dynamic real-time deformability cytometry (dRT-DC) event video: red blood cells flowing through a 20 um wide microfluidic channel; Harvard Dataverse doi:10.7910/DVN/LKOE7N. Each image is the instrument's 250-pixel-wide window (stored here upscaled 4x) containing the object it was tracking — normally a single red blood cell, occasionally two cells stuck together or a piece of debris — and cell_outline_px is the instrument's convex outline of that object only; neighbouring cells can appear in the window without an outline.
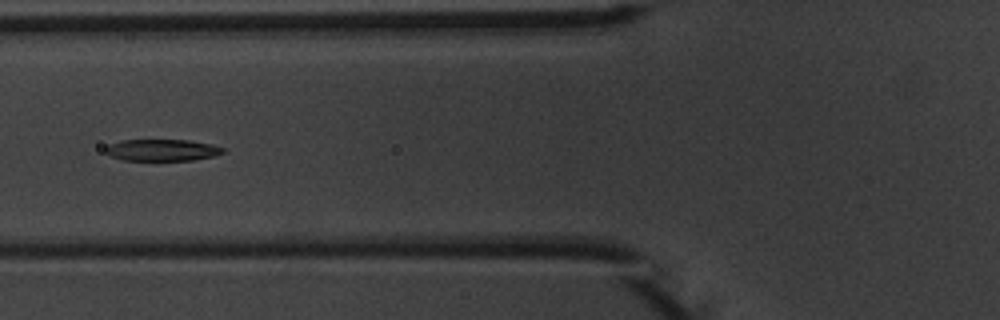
{"species": "common noctule bat (a hibernating species)", "species_latin": "Nyctalus noctula", "temperature_condition": "warm", "stored_images_in_passage": 4, "camera_frame_rate_fps": 3000, "um_per_image_px": 0.085, "animal": {"sex": "male", "body_mass_g": 20.1, "forearm_length_mm": 53.5}, "frame": {"image": 1, "passage_image": 2, "time_ms": 1.333, "image_size_px": [1000, 320], "cell_outline_px": [[224, 152], [216, 156], [192, 160], [124, 160], [112, 156], [104, 152], [104, 148], [108, 144], [120, 140], [188, 140], [212, 144], [224, 148]], "centroid_in_image_um": [13.77, 12.75], "position_along_channel_um": 112.0, "area_um2": 14.91}}
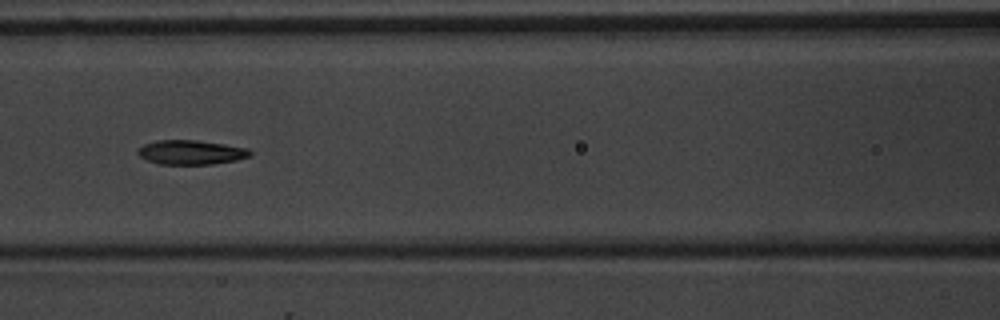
{"frame": {"image": 2, "passage_image": 3, "time_ms": 2.333, "image_size_px": [1000, 320], "cell_outline_px": [[252, 156], [236, 160], [212, 164], [160, 164], [148, 160], [140, 156], [136, 152], [144, 144], [156, 140], [196, 140], [224, 144], [248, 148], [252, 152]], "centroid_in_image_um": [16.26, 12.94], "position_along_channel_um": 150.3, "area_um2": 15.9}}
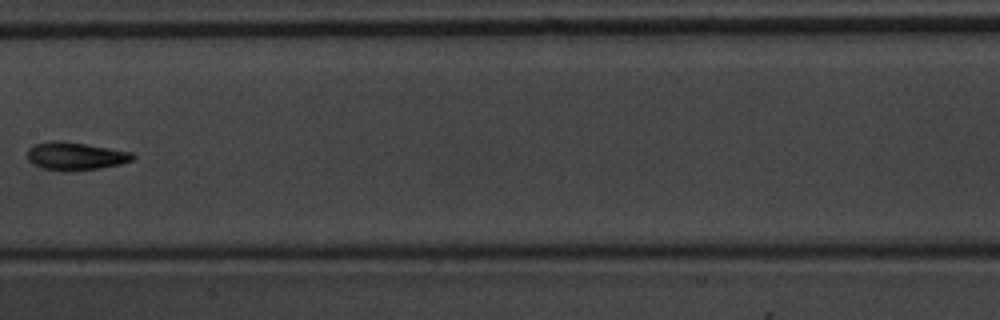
{"frame": {"image": 3, "passage_image": 4, "time_ms": 3.667, "image_size_px": [1000, 320], "cell_outline_px": [[136, 156], [132, 160], [120, 164], [100, 168], [64, 172], [60, 172], [40, 168], [32, 164], [28, 160], [28, 148], [32, 144], [52, 140], [60, 140], [132, 152]], "centroid_in_image_um": [6.35, 13.28], "position_along_channel_um": 201.1, "area_um2": 17.4}}